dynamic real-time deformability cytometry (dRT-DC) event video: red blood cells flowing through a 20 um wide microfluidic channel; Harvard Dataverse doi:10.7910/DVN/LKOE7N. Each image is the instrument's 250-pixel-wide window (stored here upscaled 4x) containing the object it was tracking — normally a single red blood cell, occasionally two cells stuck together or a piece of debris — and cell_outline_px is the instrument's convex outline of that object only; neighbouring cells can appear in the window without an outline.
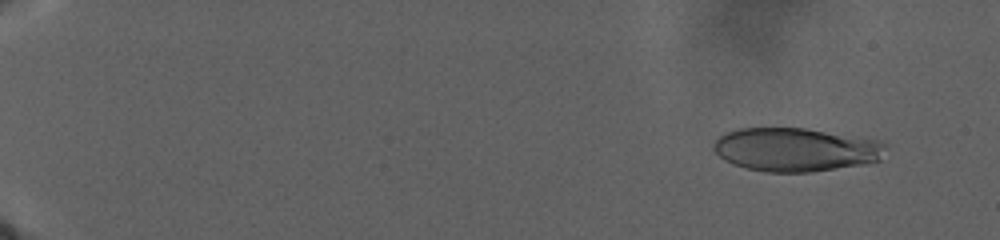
{"species": "human", "species_latin": "Homo sapiens", "temperature_condition": "warm", "stored_images_in_passage": 125, "camera_frame_rate_fps": 3000, "um_per_image_px": 0.085, "donor": {"sex": "male"}, "frame": {"image": 1, "passage_image": 11, "time_ms": 3.667, "image_size_px": [1000, 240], "cell_outline_px": [[884, 144], [880, 160], [860, 164], [812, 172], [768, 172], [748, 168], [732, 164], [724, 160], [712, 148], [712, 144], [720, 136], [728, 132], [740, 128], [804, 128], [876, 140]], "centroid_in_image_um": [67.56, 12.72], "position_along_channel_um": 17.4, "area_um2": 43.0}}
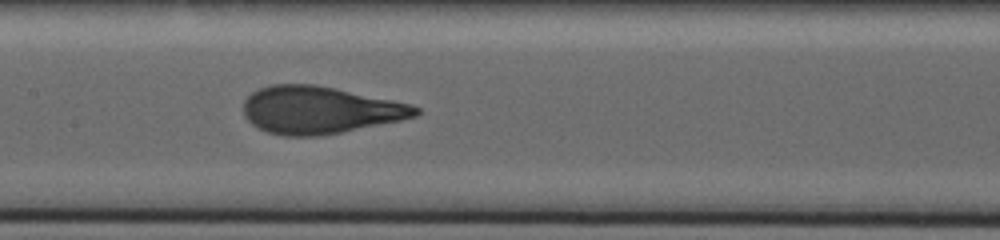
{"frame": {"image": 2, "passage_image": 77, "time_ms": 23.333, "image_size_px": [1000, 240], "cell_outline_px": [[420, 112], [416, 116], [400, 120], [340, 132], [316, 136], [284, 136], [268, 132], [252, 124], [244, 116], [244, 100], [252, 92], [260, 88], [272, 84], [316, 84], [336, 88], [412, 104], [420, 108]], "centroid_in_image_um": [27.17, 9.34], "position_along_channel_um": 180.2, "area_um2": 47.28}}
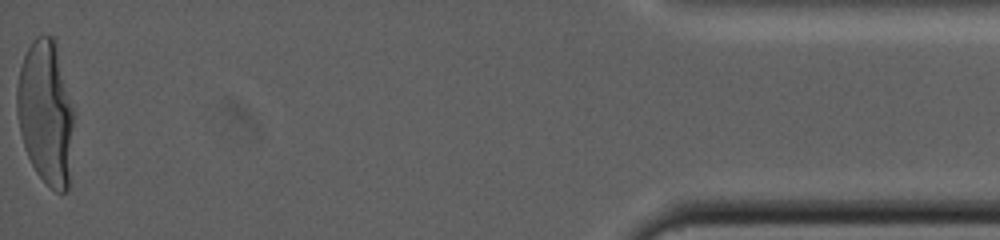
{"frame": {"image": 3, "passage_image": 125, "time_ms": 41.333, "image_size_px": [1000, 240], "cell_outline_px": [[72, 128], [68, 188], [64, 192], [56, 192], [36, 172], [24, 148], [20, 132], [16, 112], [16, 88], [20, 68], [24, 56], [32, 40], [36, 36], [52, 36], [56, 44], [72, 108]], "centroid_in_image_um": [3.85, 9.56], "position_along_channel_um": 431.4, "area_um2": 46.88}}